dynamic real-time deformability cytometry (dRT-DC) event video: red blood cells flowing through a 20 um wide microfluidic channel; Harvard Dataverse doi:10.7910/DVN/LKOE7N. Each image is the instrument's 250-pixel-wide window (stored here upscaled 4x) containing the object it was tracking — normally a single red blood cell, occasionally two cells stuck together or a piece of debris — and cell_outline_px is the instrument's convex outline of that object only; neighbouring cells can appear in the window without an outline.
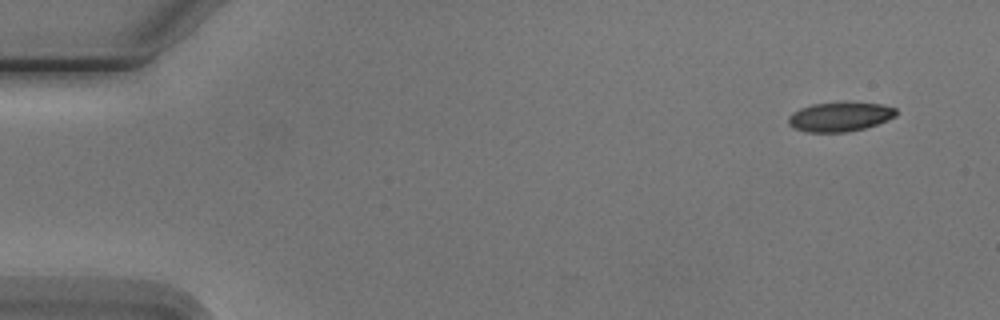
{"species": "Egyptian fruit bat (a non-hibernating species)", "species_latin": "Rousettus aegyptiacus", "temperature_condition": "cold", "stored_images_in_passage": 6, "camera_frame_rate_fps": 3000, "um_per_image_px": 0.085, "animal": {"sex": "male"}, "frame": {"image": 1, "passage_image": 6, "time_ms": 6.667, "image_size_px": [1000, 320], "cell_outline_px": [[896, 116], [876, 124], [864, 128], [844, 132], [808, 132], [796, 128], [788, 124], [788, 116], [792, 112], [800, 108], [812, 104], [880, 104], [896, 108]], "centroid_in_image_um": [71.35, 9.95], "position_along_channel_um": 13.7, "area_um2": 17.74}}